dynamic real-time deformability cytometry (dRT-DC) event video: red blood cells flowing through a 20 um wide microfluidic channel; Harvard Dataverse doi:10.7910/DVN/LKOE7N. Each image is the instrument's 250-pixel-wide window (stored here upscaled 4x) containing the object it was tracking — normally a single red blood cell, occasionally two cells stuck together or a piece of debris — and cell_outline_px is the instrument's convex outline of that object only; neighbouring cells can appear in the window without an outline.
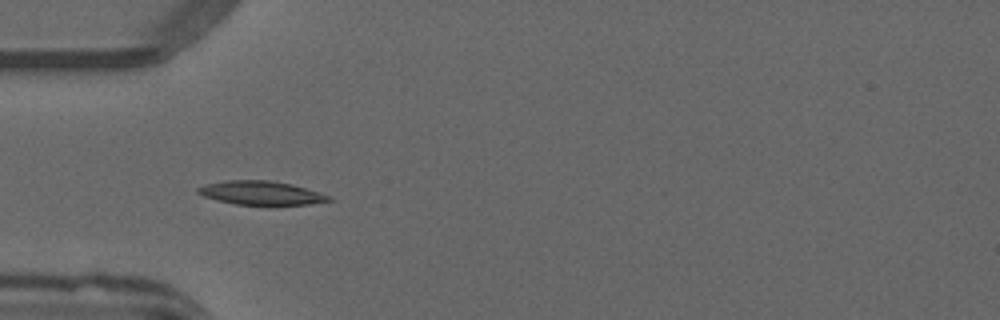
{"species": "common noctule bat (a hibernating species)", "species_latin": "Nyctalus noctula", "temperature_condition": "warm", "stored_images_in_passage": 19, "camera_frame_rate_fps": 3000, "um_per_image_px": 0.085, "animal": {"sex": "male", "forearm_length_mm": 52.5}, "frame": {"image": 1, "passage_image": 1, "time_ms": 0.0, "image_size_px": [1000, 320], "cell_outline_px": [[332, 200], [308, 204], [236, 204], [216, 200], [204, 196], [196, 192], [196, 188], [204, 184], [228, 180], [276, 180], [292, 184], [320, 192], [332, 196]], "centroid_in_image_um": [22.18, 16.38], "position_along_channel_um": 62.8, "area_um2": 18.09}}
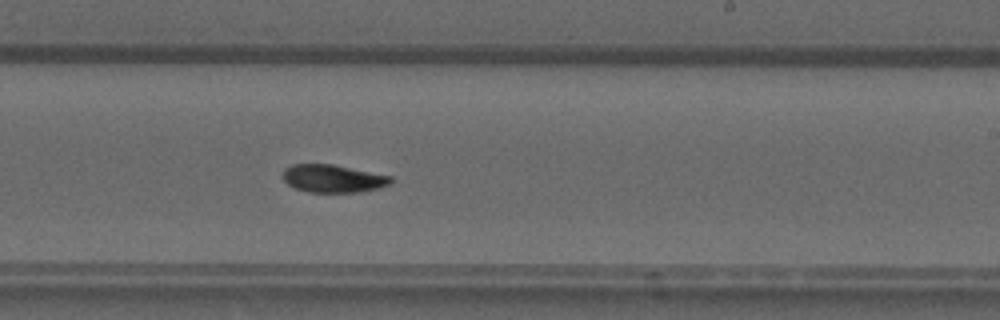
{"frame": {"image": 2, "passage_image": 16, "time_ms": 5.0, "image_size_px": [1000, 320], "cell_outline_px": [[392, 184], [360, 192], [308, 192], [296, 188], [288, 184], [284, 180], [284, 168], [292, 164], [332, 164], [392, 176]], "centroid_in_image_um": [28.32, 15.17], "position_along_channel_um": 260.7, "area_um2": 17.4}}
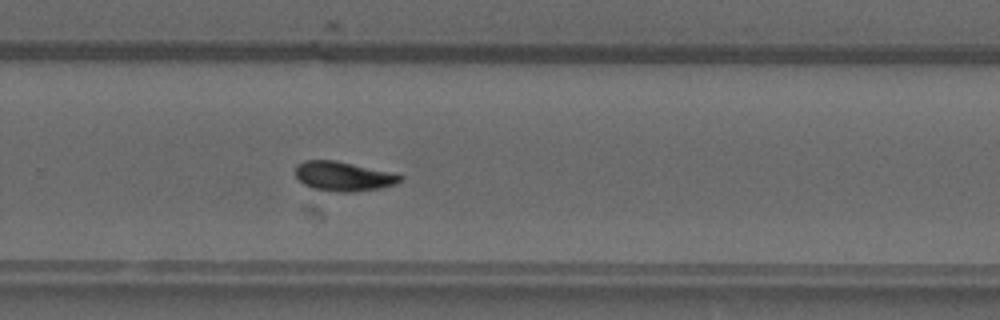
{"frame": {"image": 3, "passage_image": 19, "time_ms": 6.0, "image_size_px": [1000, 320], "cell_outline_px": [[404, 180], [396, 184], [380, 188], [352, 192], [340, 192], [312, 188], [304, 184], [296, 176], [296, 164], [304, 160], [336, 160], [388, 172], [404, 176]], "centroid_in_image_um": [29.18, 14.98], "position_along_channel_um": 300.6, "area_um2": 17.86}}